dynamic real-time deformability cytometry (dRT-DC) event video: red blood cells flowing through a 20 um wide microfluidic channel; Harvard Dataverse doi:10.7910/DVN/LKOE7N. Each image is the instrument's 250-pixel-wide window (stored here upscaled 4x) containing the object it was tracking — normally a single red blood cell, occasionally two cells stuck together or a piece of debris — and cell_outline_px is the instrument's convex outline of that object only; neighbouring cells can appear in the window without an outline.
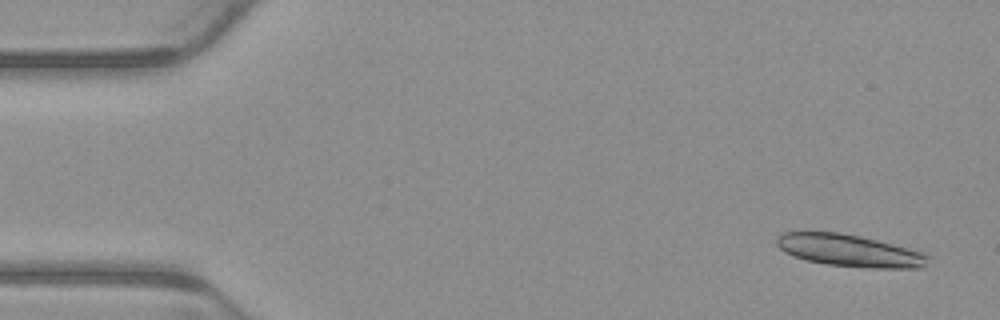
{"species": "common noctule bat (a hibernating species)", "species_latin": "Nyctalus noctula", "temperature_condition": "warm", "stored_images_in_passage": 6, "camera_frame_rate_fps": 3000, "um_per_image_px": 0.085, "animal": {"sex": "male", "body_mass_g": 23.1, "forearm_length_mm": 52.7}, "frame": {"image": 1, "passage_image": 1, "time_ms": 0.0, "image_size_px": [1000, 320], "cell_outline_px": [[928, 256], [924, 264], [920, 268], [872, 268], [828, 264], [808, 260], [784, 252], [776, 244], [776, 236], [784, 232], [840, 232], [860, 236], [928, 252]], "centroid_in_image_um": [72.22, 21.28], "position_along_channel_um": 12.8, "area_um2": 28.21}}
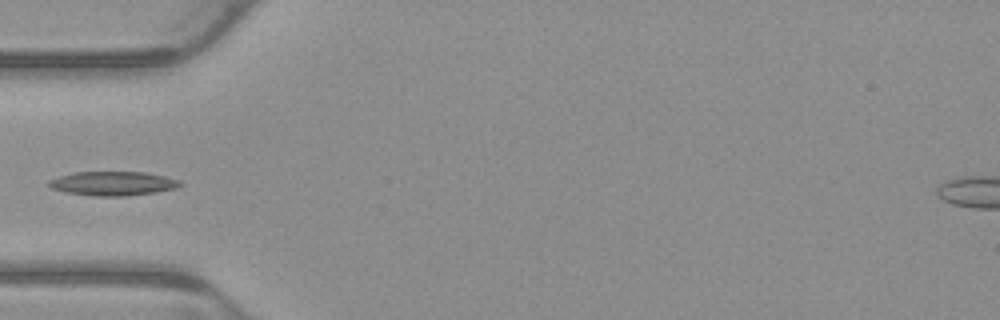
{"frame": {"image": 2, "passage_image": 5, "time_ms": 1.333, "image_size_px": [1000, 320], "cell_outline_px": [[184, 184], [176, 188], [156, 192], [124, 196], [96, 196], [64, 192], [52, 188], [48, 184], [48, 180], [60, 176], [76, 172], [144, 172], [164, 176], [180, 180]], "centroid_in_image_um": [9.62, 15.59], "position_along_channel_um": 75.4, "area_um2": 18.38}}
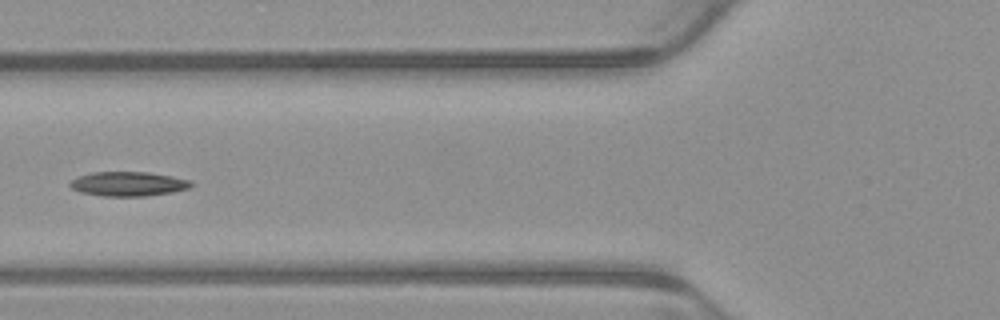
{"frame": {"image": 3, "passage_image": 6, "time_ms": 1.667, "image_size_px": [1000, 320], "cell_outline_px": [[196, 184], [188, 188], [172, 192], [144, 196], [100, 196], [80, 192], [72, 188], [68, 184], [72, 180], [80, 176], [92, 172], [148, 172], [172, 176], [192, 180]], "centroid_in_image_um": [10.93, 15.63], "position_along_channel_um": 114.9, "area_um2": 17.28}}